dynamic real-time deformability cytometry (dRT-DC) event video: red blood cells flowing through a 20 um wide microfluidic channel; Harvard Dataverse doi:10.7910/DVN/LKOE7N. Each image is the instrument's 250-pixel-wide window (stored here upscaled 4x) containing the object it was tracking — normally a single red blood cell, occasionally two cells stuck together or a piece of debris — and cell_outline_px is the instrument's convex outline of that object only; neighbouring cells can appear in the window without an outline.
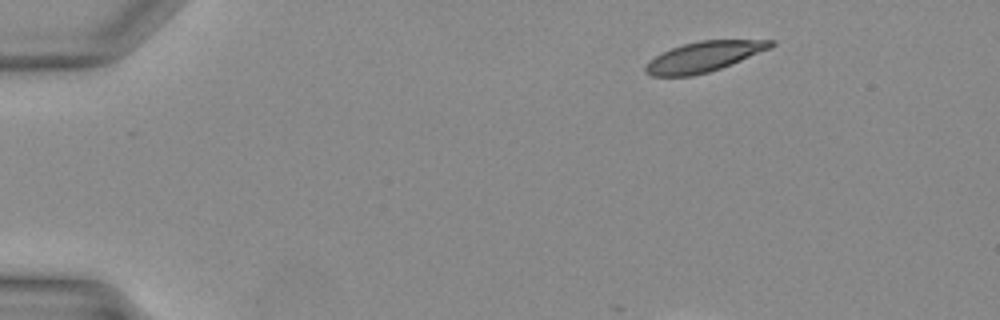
{"species": "Egyptian fruit bat (a non-hibernating species)", "species_latin": "Rousettus aegyptiacus", "temperature_condition": "warm", "stored_images_in_passage": 5, "camera_frame_rate_fps": 3000, "um_per_image_px": 0.085, "animal": {"sex": "female"}, "frame": {"image": 1, "passage_image": 1, "time_ms": 0.0, "image_size_px": [1000, 320], "cell_outline_px": [[776, 44], [772, 48], [732, 64], [708, 72], [692, 76], [652, 76], [644, 72], [644, 68], [648, 60], [672, 48], [684, 44], [700, 40], [776, 40]], "centroid_in_image_um": [59.85, 4.82], "position_along_channel_um": 25.1, "area_um2": 22.08}}